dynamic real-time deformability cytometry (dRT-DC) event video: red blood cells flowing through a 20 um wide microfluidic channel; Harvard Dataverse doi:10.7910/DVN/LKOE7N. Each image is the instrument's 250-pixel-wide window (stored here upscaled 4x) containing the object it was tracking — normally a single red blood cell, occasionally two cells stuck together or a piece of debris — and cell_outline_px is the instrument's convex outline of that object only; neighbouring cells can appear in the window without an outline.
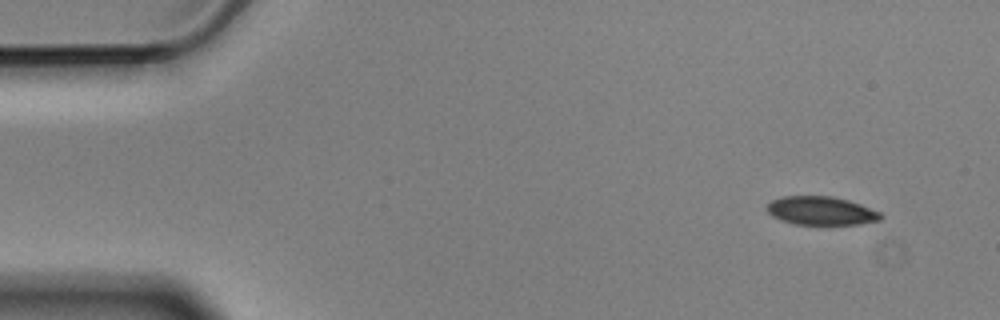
{"species": "Egyptian fruit bat (a non-hibernating species)", "species_latin": "Rousettus aegyptiacus", "temperature_condition": "cold", "stored_images_in_passage": 4, "camera_frame_rate_fps": 3000, "um_per_image_px": 0.085, "animal": {"sex": "male"}, "frame": {"image": 1, "passage_image": 1, "time_ms": 0.0, "image_size_px": [1000, 320], "cell_outline_px": [[884, 216], [880, 220], [860, 224], [792, 224], [780, 220], [772, 216], [768, 212], [768, 204], [772, 200], [784, 196], [832, 196], [848, 200], [860, 204], [880, 212]], "centroid_in_image_um": [69.8, 17.92], "position_along_channel_um": 15.2, "area_um2": 18.84}}
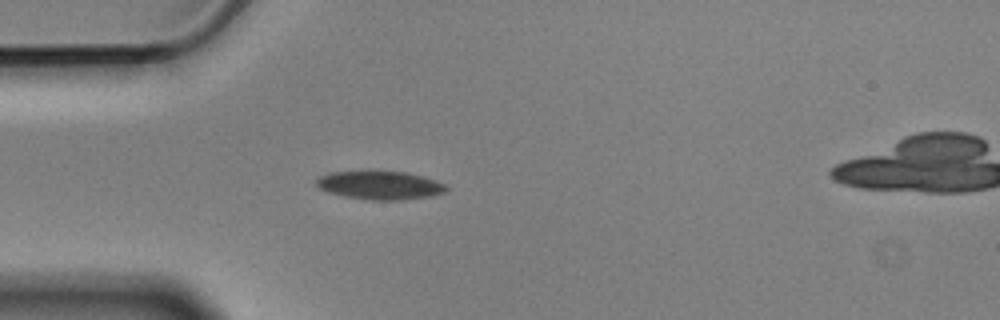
{"frame": {"image": 2, "passage_image": 3, "time_ms": 0.667, "image_size_px": [1000, 320], "cell_outline_px": [[448, 188], [444, 192], [428, 196], [400, 200], [372, 200], [348, 196], [328, 192], [320, 188], [316, 184], [316, 180], [320, 176], [328, 172], [372, 168], [408, 172], [436, 180], [444, 184]], "centroid_in_image_um": [32.26, 15.68], "position_along_channel_um": 52.7, "area_um2": 22.2}}